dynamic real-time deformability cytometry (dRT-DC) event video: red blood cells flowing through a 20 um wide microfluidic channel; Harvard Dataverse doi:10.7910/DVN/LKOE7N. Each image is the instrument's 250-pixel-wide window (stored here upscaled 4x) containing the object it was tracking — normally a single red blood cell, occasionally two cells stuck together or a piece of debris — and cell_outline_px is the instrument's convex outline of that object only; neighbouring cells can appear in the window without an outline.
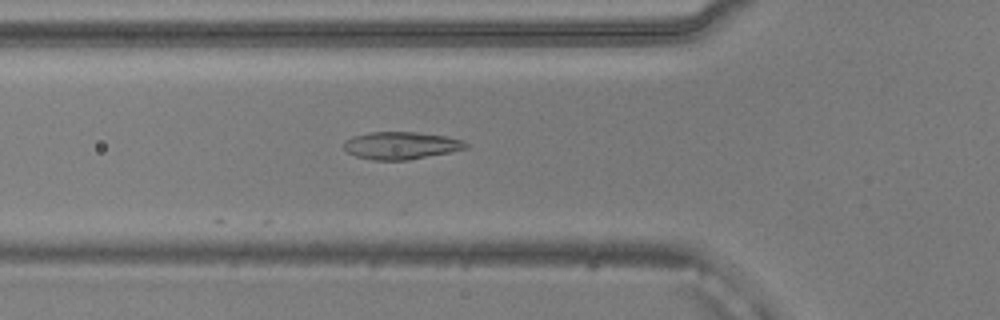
{"species": "common noctule bat (a hibernating species)", "species_latin": "Nyctalus noctula", "temperature_condition": "warm", "stored_images_in_passage": 15, "camera_frame_rate_fps": 3000, "um_per_image_px": 0.085, "animal": {"sex": "male", "body_mass_g": 20.5, "forearm_length_mm": 52.5}, "frame": {"image": 1, "passage_image": 5, "time_ms": 1.333, "image_size_px": [1000, 320], "cell_outline_px": [[468, 148], [408, 160], [372, 160], [356, 156], [348, 152], [344, 148], [344, 140], [352, 136], [368, 132], [416, 132], [444, 136], [464, 140], [468, 144]], "centroid_in_image_um": [34.06, 12.36], "position_along_channel_um": 91.7, "area_um2": 19.48}}
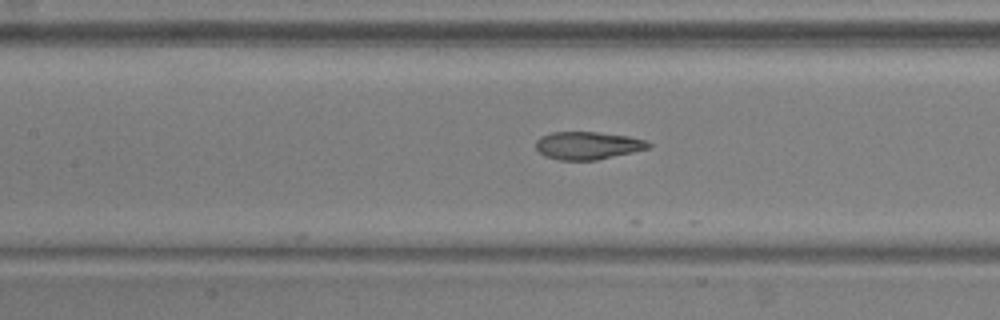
{"frame": {"image": 2, "passage_image": 10, "time_ms": 3.0, "image_size_px": [1000, 320], "cell_outline_px": [[652, 144], [648, 148], [632, 152], [596, 160], [560, 160], [544, 156], [536, 148], [536, 140], [540, 136], [552, 132], [596, 132], [628, 136], [644, 140]], "centroid_in_image_um": [49.92, 12.36], "position_along_channel_um": 157.5, "area_um2": 18.09}}
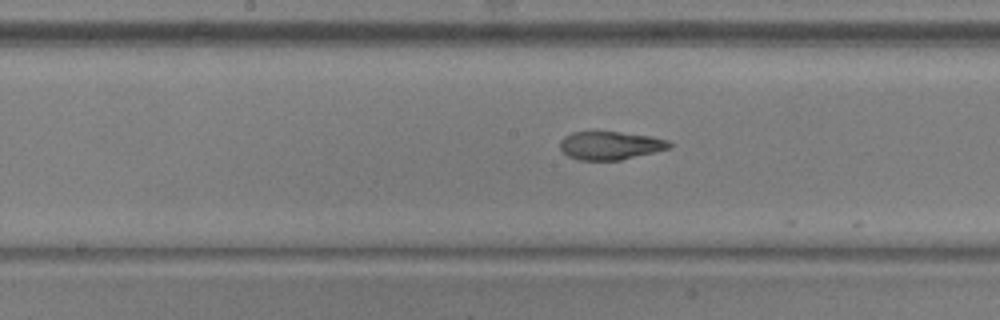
{"frame": {"image": 3, "passage_image": 13, "time_ms": 4.0, "image_size_px": [1000, 320], "cell_outline_px": [[672, 148], [620, 160], [580, 160], [568, 156], [560, 148], [560, 140], [564, 136], [572, 132], [620, 132], [652, 136], [668, 140], [672, 144]], "centroid_in_image_um": [51.9, 12.36], "position_along_channel_um": 196.3, "area_um2": 18.03}}